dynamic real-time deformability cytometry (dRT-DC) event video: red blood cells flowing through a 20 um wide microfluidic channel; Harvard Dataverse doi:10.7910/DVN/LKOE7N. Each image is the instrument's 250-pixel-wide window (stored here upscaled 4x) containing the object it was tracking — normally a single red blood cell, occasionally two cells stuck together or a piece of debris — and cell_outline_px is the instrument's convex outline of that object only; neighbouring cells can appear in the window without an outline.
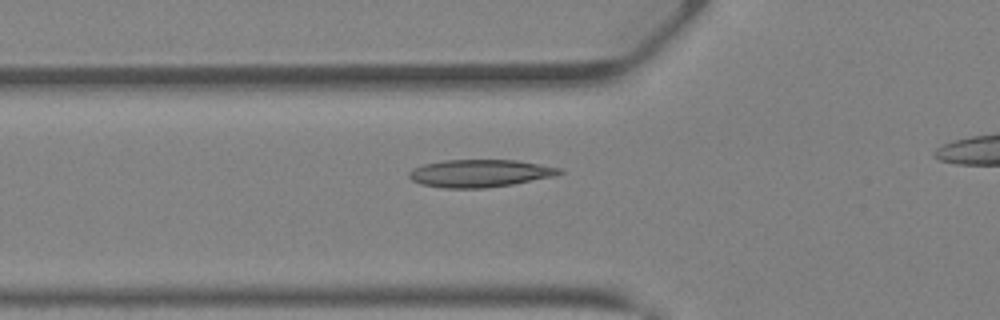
{"species": "Egyptian fruit bat (a non-hibernating species)", "species_latin": "Rousettus aegyptiacus", "temperature_condition": "warm", "stored_images_in_passage": 31, "camera_frame_rate_fps": 3000, "um_per_image_px": 0.085, "animal": {"sex": "female"}, "frame": {"image": 1, "passage_image": 9, "time_ms": 2.667, "image_size_px": [1000, 320], "cell_outline_px": [[564, 172], [552, 176], [512, 184], [484, 188], [444, 188], [420, 184], [412, 180], [408, 176], [408, 172], [412, 168], [424, 164], [444, 160], [516, 160], [560, 168]], "centroid_in_image_um": [40.72, 14.73], "position_along_channel_um": 85.1, "area_um2": 23.99}}
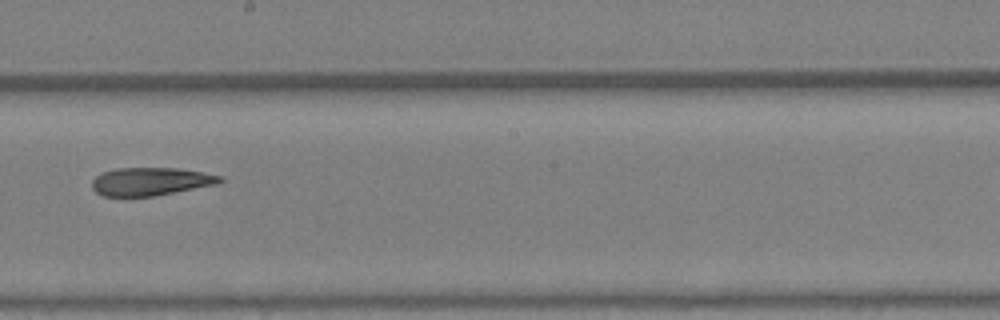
{"frame": {"image": 2, "passage_image": 18, "time_ms": 5.667, "image_size_px": [1000, 320], "cell_outline_px": [[224, 180], [216, 184], [152, 196], [104, 196], [96, 192], [92, 188], [92, 180], [96, 176], [104, 172], [116, 168], [176, 168], [204, 172], [224, 176]], "centroid_in_image_um": [12.81, 15.41], "position_along_channel_um": 235.4, "area_um2": 20.75}}
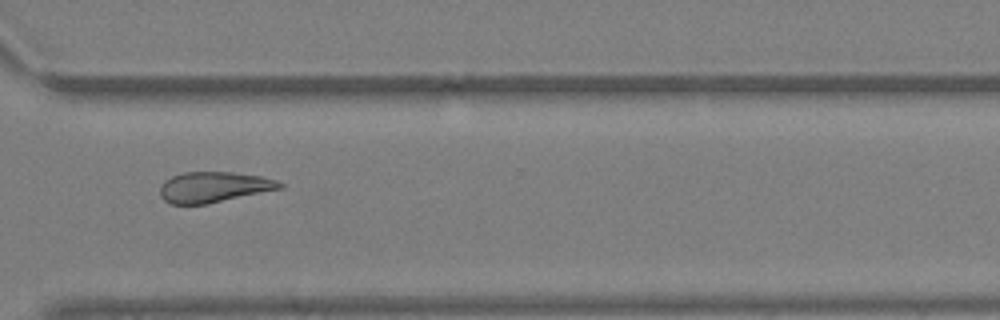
{"frame": {"image": 3, "passage_image": 25, "time_ms": 8.0, "image_size_px": [1000, 320], "cell_outline_px": [[284, 188], [208, 204], [168, 204], [160, 196], [160, 188], [164, 180], [172, 176], [184, 172], [232, 172], [260, 176], [276, 180], [284, 184]], "centroid_in_image_um": [18.17, 15.91], "position_along_channel_um": 352.4, "area_um2": 21.5}}